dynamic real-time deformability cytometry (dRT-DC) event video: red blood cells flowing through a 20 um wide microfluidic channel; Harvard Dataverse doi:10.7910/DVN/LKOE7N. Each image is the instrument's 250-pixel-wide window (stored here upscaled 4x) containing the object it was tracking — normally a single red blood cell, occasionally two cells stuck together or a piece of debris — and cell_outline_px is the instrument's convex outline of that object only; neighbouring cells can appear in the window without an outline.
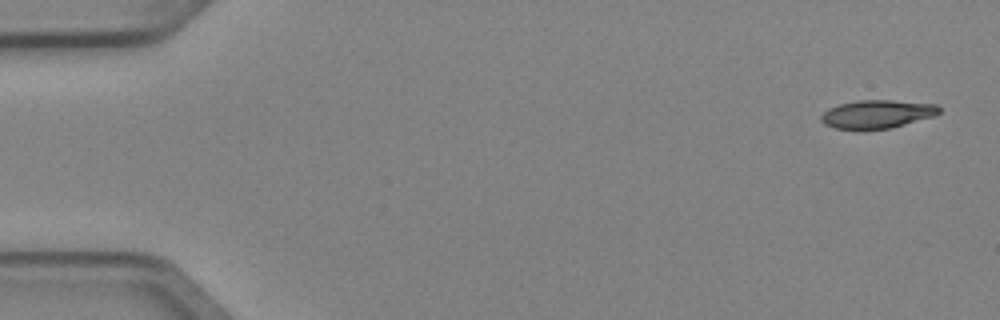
{"species": "Egyptian fruit bat (a non-hibernating species)", "species_latin": "Rousettus aegyptiacus", "temperature_condition": "cold", "stored_images_in_passage": 5, "camera_frame_rate_fps": 3000, "um_per_image_px": 0.085, "animal": {"sex": "female"}, "frame": {"image": 1, "passage_image": 1, "time_ms": 0.0, "image_size_px": [1000, 320], "cell_outline_px": [[940, 112], [936, 116], [892, 128], [860, 132], [856, 132], [836, 128], [824, 124], [820, 120], [820, 116], [828, 108], [840, 104], [860, 100], [892, 100], [936, 104], [940, 108]], "centroid_in_image_um": [74.54, 9.74], "position_along_channel_um": 10.5, "area_um2": 20.17}}